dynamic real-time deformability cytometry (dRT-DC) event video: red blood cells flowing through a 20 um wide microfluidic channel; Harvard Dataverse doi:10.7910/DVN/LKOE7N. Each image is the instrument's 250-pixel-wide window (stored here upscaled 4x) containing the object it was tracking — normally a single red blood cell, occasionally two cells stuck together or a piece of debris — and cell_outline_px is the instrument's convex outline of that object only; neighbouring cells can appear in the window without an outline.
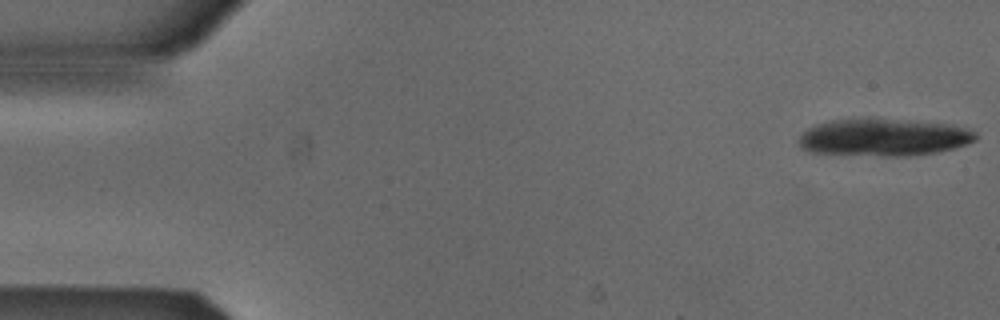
{"species": "Egyptian fruit bat (a non-hibernating species)", "species_latin": "Rousettus aegyptiacus", "temperature_condition": "cold", "stored_images_in_passage": 17, "camera_frame_rate_fps": 3000, "um_per_image_px": 0.085, "animal": {"sex": "male"}, "frame": {"image": 1, "passage_image": 1, "time_ms": 0.0, "image_size_px": [1000, 320], "cell_outline_px": [[976, 140], [956, 148], [936, 152], [908, 156], [884, 156], [808, 152], [800, 148], [800, 136], [808, 128], [816, 124], [832, 120], [884, 120], [944, 124], [968, 128], [976, 132]], "centroid_in_image_um": [75.1, 11.71], "position_along_channel_um": 9.9, "area_um2": 37.57}}